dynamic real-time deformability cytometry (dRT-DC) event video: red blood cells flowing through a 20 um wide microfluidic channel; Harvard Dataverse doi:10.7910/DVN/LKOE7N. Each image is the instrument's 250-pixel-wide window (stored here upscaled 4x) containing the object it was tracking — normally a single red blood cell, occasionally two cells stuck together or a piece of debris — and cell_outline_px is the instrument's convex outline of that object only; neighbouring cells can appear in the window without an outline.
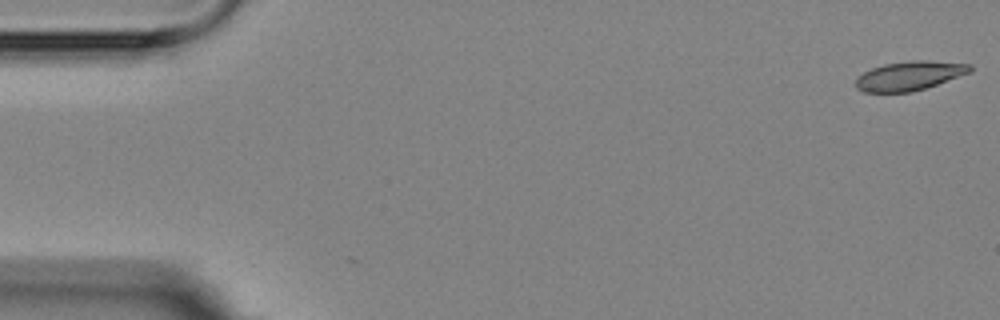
{"species": "Egyptian fruit bat (a non-hibernating species)", "species_latin": "Rousettus aegyptiacus", "temperature_condition": "room temperature", "stored_images_in_passage": 16, "camera_frame_rate_fps": 3000, "um_per_image_px": 0.085, "animal": {"sex": "female"}, "frame": {"image": 1, "passage_image": 1, "time_ms": 0.0, "image_size_px": [1000, 320], "cell_outline_px": [[972, 72], [912, 92], [864, 92], [856, 88], [856, 76], [872, 68], [884, 64], [912, 60], [928, 60], [972, 64]], "centroid_in_image_um": [77.31, 6.43], "position_along_channel_um": 7.7, "area_um2": 19.42}}
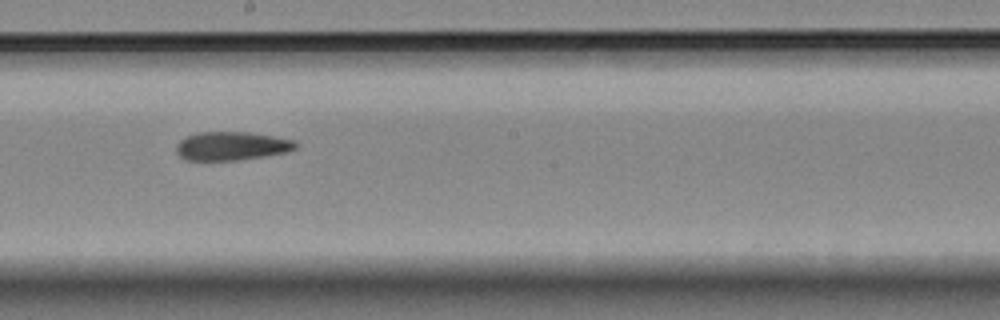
{"frame": {"image": 2, "passage_image": 10, "time_ms": 10.0, "image_size_px": [1000, 320], "cell_outline_px": [[296, 148], [288, 152], [264, 156], [236, 160], [184, 160], [176, 152], [176, 144], [184, 136], [200, 132], [248, 132], [296, 140]], "centroid_in_image_um": [19.66, 12.41], "position_along_channel_um": 228.5, "area_um2": 19.94}}
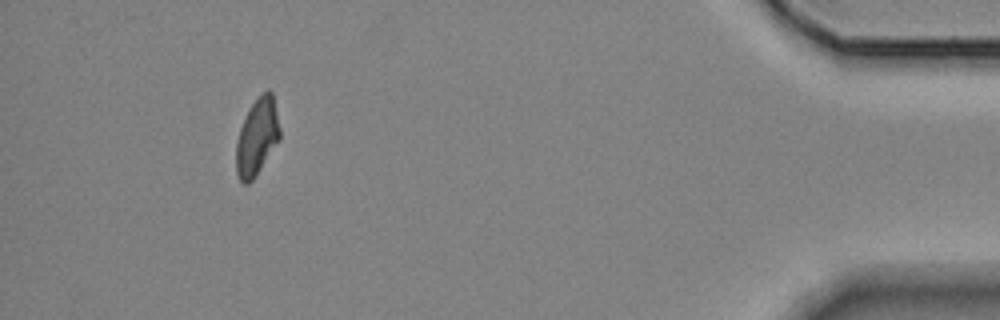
{"frame": {"image": 3, "passage_image": 16, "time_ms": 17.0, "image_size_px": [1000, 320], "cell_outline_px": [[280, 140], [256, 176], [248, 184], [244, 184], [240, 180], [236, 172], [236, 144], [240, 128], [252, 104], [268, 88], [272, 92], [280, 128]], "centroid_in_image_um": [21.86, 11.68], "position_along_channel_um": 413.3, "area_um2": 19.42}}